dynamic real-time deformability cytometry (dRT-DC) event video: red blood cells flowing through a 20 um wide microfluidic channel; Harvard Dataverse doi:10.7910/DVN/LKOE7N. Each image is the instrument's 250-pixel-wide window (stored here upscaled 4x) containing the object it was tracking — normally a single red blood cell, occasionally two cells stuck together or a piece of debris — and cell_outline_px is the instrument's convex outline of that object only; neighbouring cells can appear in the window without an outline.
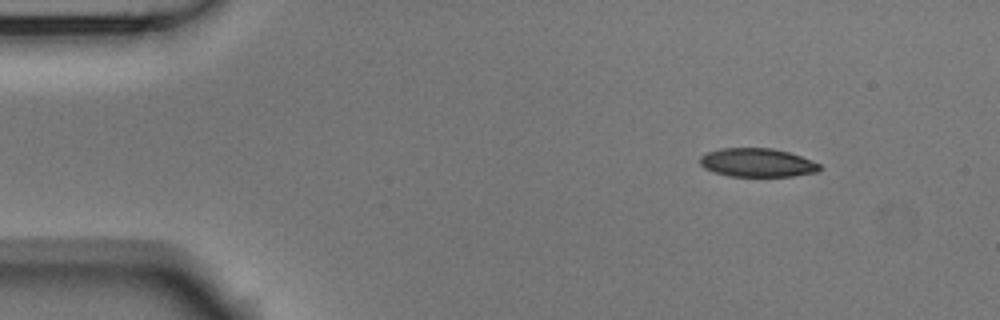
{"species": "Egyptian fruit bat (a non-hibernating species)", "species_latin": "Rousettus aegyptiacus", "temperature_condition": "room temperature", "stored_images_in_passage": 6, "camera_frame_rate_fps": 3000, "um_per_image_px": 0.085, "animal": {"sex": "male"}, "frame": {"image": 1, "passage_image": 1, "time_ms": 0.0, "image_size_px": [1000, 320], "cell_outline_px": [[820, 172], [792, 176], [728, 176], [704, 168], [700, 164], [700, 156], [708, 152], [720, 148], [772, 148], [788, 152], [800, 156], [820, 164]], "centroid_in_image_um": [64.37, 13.82], "position_along_channel_um": 20.6, "area_um2": 19.88}}
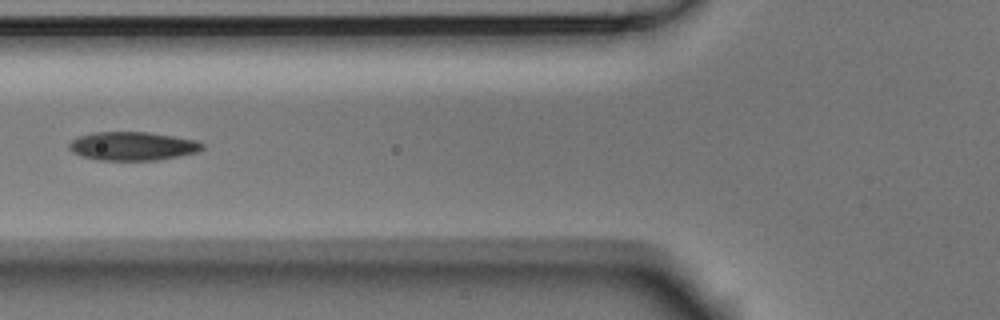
{"frame": {"image": 2, "passage_image": 5, "time_ms": 1.333, "image_size_px": [1000, 320], "cell_outline_px": [[204, 148], [200, 152], [156, 160], [96, 160], [72, 152], [68, 148], [68, 144], [72, 140], [80, 136], [96, 132], [148, 132], [196, 140], [204, 144]], "centroid_in_image_um": [11.29, 12.42], "position_along_channel_um": 114.5, "area_um2": 22.14}}
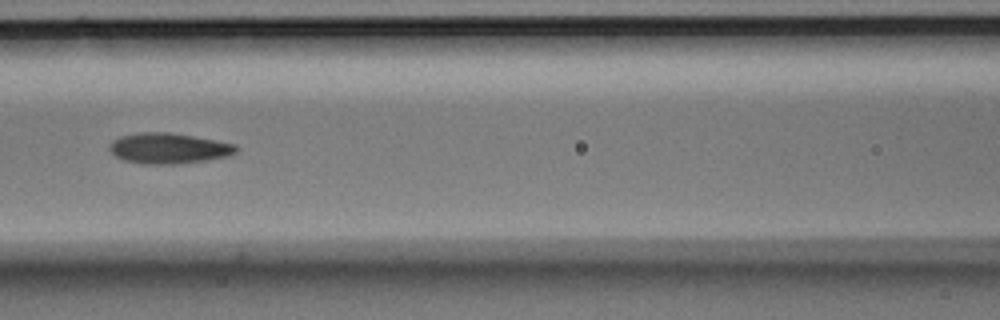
{"frame": {"image": 3, "passage_image": 6, "time_ms": 1.667, "image_size_px": [1000, 320], "cell_outline_px": [[236, 152], [224, 156], [204, 160], [176, 164], [140, 164], [124, 160], [116, 156], [108, 148], [108, 144], [112, 140], [120, 136], [140, 132], [168, 132], [216, 140], [236, 144]], "centroid_in_image_um": [14.26, 12.6], "position_along_channel_um": 152.3, "area_um2": 22.43}}